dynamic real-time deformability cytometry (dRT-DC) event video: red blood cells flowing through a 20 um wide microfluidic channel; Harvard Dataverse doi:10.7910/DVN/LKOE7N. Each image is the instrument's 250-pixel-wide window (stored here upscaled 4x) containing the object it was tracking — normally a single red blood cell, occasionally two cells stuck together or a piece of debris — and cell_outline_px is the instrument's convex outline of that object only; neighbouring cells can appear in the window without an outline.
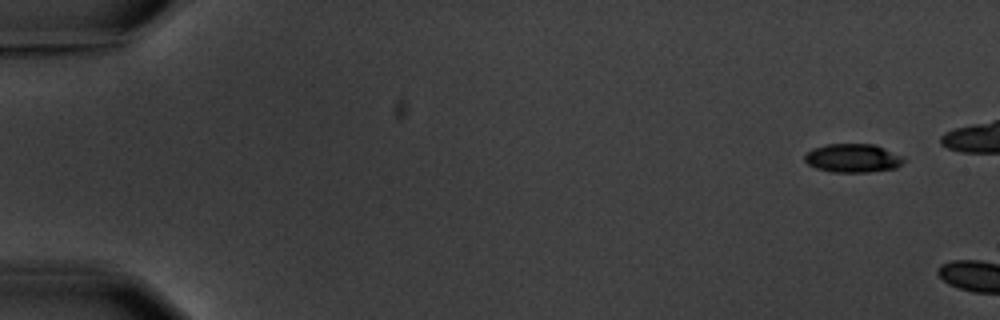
{"species": "common noctule bat (a hibernating species)", "species_latin": "Nyctalus noctula", "temperature_condition": "warm", "stored_images_in_passage": 4, "camera_frame_rate_fps": 3000, "um_per_image_px": 0.085, "animal": {"sex": "male", "body_mass_g": 20.1, "forearm_length_mm": 53.5}, "frame": {"image": 1, "passage_image": 1, "time_ms": 0.0, "image_size_px": [1000, 320], "cell_outline_px": [[904, 160], [896, 168], [868, 172], [832, 172], [816, 168], [808, 164], [804, 160], [804, 156], [812, 148], [828, 144], [876, 144], [904, 156]], "centroid_in_image_um": [72.5, 13.43], "position_along_channel_um": 12.5, "area_um2": 16.59}}